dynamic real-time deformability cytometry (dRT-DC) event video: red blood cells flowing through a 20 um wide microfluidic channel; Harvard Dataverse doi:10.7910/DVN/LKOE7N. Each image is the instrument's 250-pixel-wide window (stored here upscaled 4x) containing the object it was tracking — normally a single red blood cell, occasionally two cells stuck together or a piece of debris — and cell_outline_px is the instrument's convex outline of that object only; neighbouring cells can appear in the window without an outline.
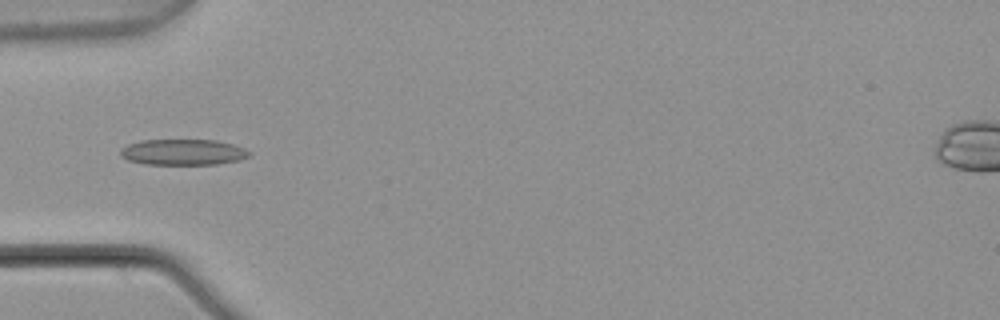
{"species": "common noctule bat (a hibernating species)", "species_latin": "Nyctalus noctula", "temperature_condition": "warm", "stored_images_in_passage": 5, "camera_frame_rate_fps": 3000, "um_per_image_px": 0.085, "animal": {"sex": "male", "body_mass_g": 21.5, "forearm_length_mm": 52.0}, "frame": {"image": 1, "passage_image": 5, "time_ms": 1.333, "image_size_px": [1000, 320], "cell_outline_px": [[252, 156], [240, 160], [216, 164], [144, 164], [128, 160], [120, 156], [120, 148], [128, 144], [140, 140], [216, 140], [232, 144], [244, 148], [252, 152]], "centroid_in_image_um": [15.57, 12.93], "position_along_channel_um": 69.4, "area_um2": 19.59}}